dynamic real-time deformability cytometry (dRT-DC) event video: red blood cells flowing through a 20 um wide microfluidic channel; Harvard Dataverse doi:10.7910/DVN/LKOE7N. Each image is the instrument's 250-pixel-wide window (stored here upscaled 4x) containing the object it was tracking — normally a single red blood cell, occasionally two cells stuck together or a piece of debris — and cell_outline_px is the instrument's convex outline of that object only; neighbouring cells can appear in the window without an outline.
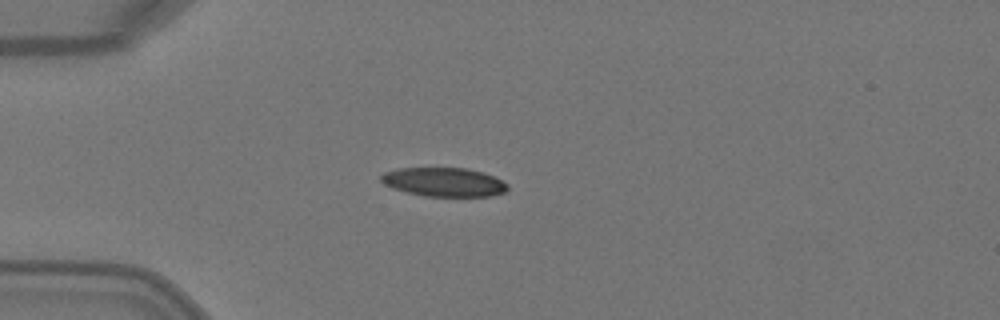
{"species": "Egyptian fruit bat (a non-hibernating species)", "species_latin": "Rousettus aegyptiacus", "temperature_condition": "warm", "stored_images_in_passage": 4, "camera_frame_rate_fps": 3000, "um_per_image_px": 0.085, "animal": {"sex": "female"}, "frame": {"image": 1, "passage_image": 2, "time_ms": 0.333, "image_size_px": [1000, 320], "cell_outline_px": [[508, 188], [504, 192], [492, 196], [424, 196], [392, 188], [384, 184], [380, 180], [380, 176], [384, 172], [396, 168], [468, 168], [484, 172], [508, 184]], "centroid_in_image_um": [37.71, 15.47], "position_along_channel_um": 47.3, "area_um2": 21.33}}